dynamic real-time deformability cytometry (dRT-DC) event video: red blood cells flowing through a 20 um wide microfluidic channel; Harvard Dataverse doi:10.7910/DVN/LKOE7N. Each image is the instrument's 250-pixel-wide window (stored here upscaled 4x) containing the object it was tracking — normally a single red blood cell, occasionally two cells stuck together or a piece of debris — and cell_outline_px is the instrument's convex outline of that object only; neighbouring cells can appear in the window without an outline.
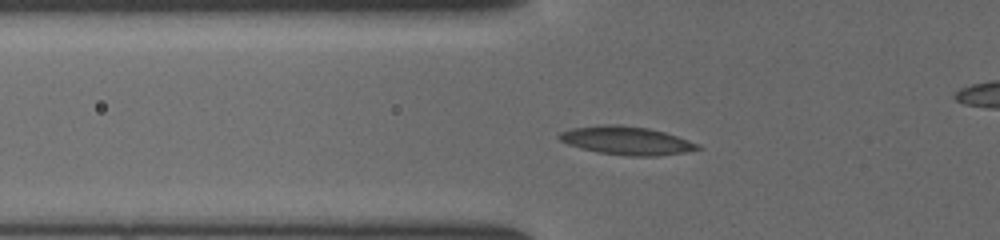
{"species": "common noctule bat (a hibernating species)", "species_latin": "Nyctalus noctula", "temperature_condition": "cold", "stored_images_in_passage": 46, "camera_frame_rate_fps": 3000, "um_per_image_px": 0.085, "animal": {"sex": "female", "body_mass_g": 19.5, "forearm_length_mm": 54.1}, "frame": {"image": 1, "passage_image": 13, "time_ms": 4.0, "image_size_px": [1000, 240], "cell_outline_px": [[700, 148], [684, 152], [656, 156], [628, 156], [600, 152], [580, 148], [568, 144], [560, 140], [556, 136], [560, 132], [572, 128], [596, 124], [620, 124], [648, 128], [664, 132], [700, 144]], "centroid_in_image_um": [53.2, 11.93], "position_along_channel_um": 72.6, "area_um2": 22.83}}
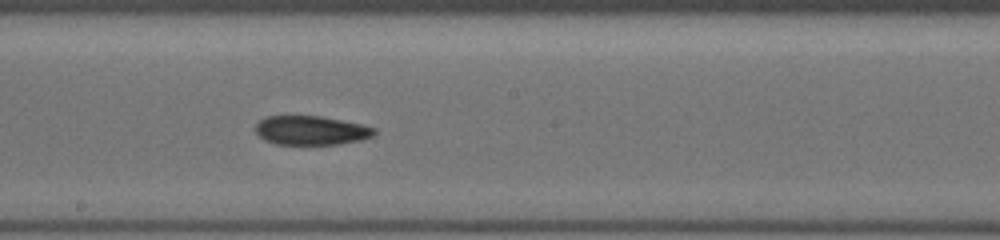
{"frame": {"image": 2, "passage_image": 24, "time_ms": 7.667, "image_size_px": [1000, 240], "cell_outline_px": [[376, 132], [372, 136], [360, 140], [340, 144], [276, 144], [264, 140], [256, 136], [256, 124], [264, 116], [320, 116], [360, 124], [376, 128]], "centroid_in_image_um": [26.4, 11.08], "position_along_channel_um": 221.8, "area_um2": 20.11}}
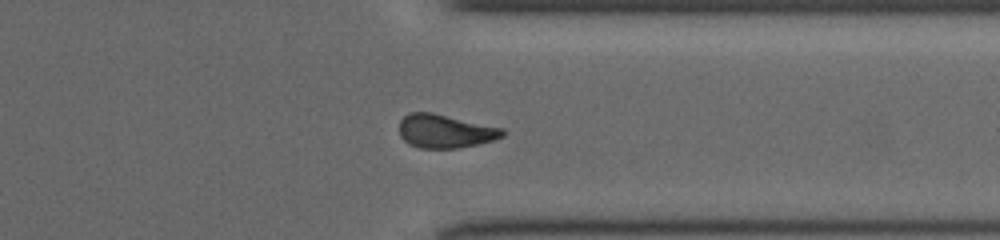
{"frame": {"image": 3, "passage_image": 35, "time_ms": 11.333, "image_size_px": [1000, 240], "cell_outline_px": [[504, 136], [492, 140], [476, 144], [456, 148], [420, 148], [408, 144], [400, 136], [400, 120], [408, 112], [432, 112], [504, 128]], "centroid_in_image_um": [37.81, 11.14], "position_along_channel_um": 373.6, "area_um2": 20.17}}